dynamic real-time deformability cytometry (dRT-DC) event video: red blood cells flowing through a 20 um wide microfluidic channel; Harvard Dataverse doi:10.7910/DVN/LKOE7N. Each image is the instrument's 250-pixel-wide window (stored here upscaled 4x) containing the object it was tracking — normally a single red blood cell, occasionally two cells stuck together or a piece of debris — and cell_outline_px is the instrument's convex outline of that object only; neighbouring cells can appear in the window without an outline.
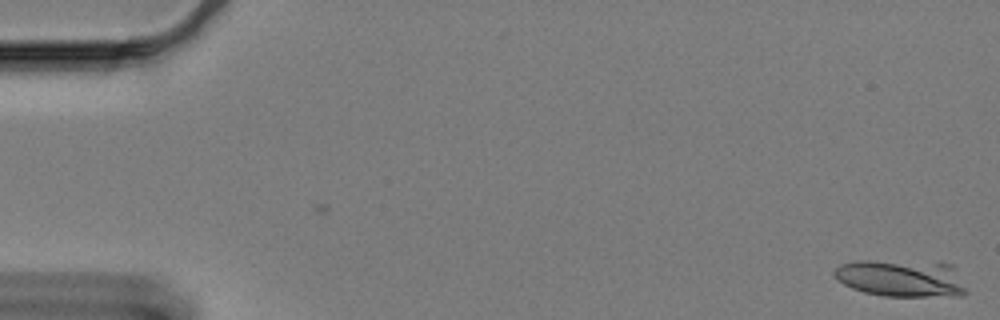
{"species": "Egyptian fruit bat (a non-hibernating species)", "species_latin": "Rousettus aegyptiacus", "temperature_condition": "cold", "stored_images_in_passage": 3, "camera_frame_rate_fps": 3000, "um_per_image_px": 0.085, "animal": {"sex": "female"}, "frame": {"image": 1, "passage_image": 3, "time_ms": 0.667, "image_size_px": [1000, 320], "cell_outline_px": [[968, 292], [964, 296], [884, 296], [864, 292], [852, 288], [836, 280], [832, 272], [840, 264], [856, 260], [868, 260], [952, 264], [956, 268]], "centroid_in_image_um": [76.61, 23.66], "position_along_channel_um": 8.4, "area_um2": 28.73}}